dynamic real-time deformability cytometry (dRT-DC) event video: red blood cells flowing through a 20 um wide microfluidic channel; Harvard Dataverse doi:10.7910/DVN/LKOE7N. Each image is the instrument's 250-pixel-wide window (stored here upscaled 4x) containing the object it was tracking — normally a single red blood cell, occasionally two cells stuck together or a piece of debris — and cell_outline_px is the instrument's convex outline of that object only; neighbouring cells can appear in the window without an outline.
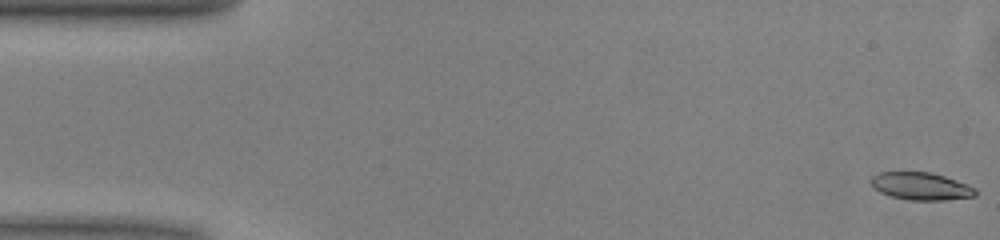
{"species": "common noctule bat (a hibernating species)", "species_latin": "Nyctalus noctula", "temperature_condition": "warm", "stored_images_in_passage": 50, "camera_frame_rate_fps": 3000, "um_per_image_px": 0.085, "animal": {"sex": "male", "body_mass_g": 13.0, "forearm_length_mm": 53.1}, "frame": {"image": 1, "passage_image": 1, "time_ms": 0.0, "image_size_px": [1000, 240], "cell_outline_px": [[976, 196], [944, 200], [908, 200], [892, 196], [880, 192], [872, 188], [868, 180], [872, 176], [880, 172], [932, 172], [968, 184], [976, 188]], "centroid_in_image_um": [78.25, 15.82], "position_along_channel_um": 6.7, "area_um2": 16.94}}
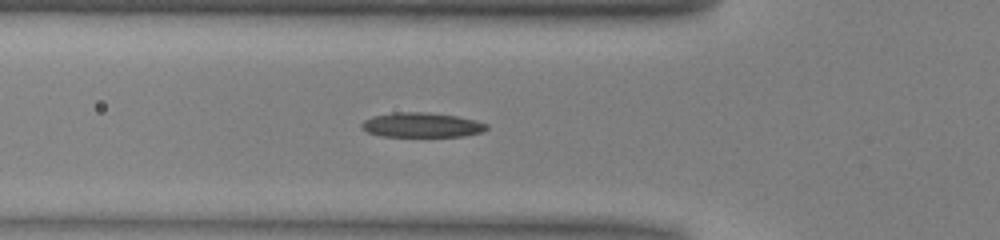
{"frame": {"image": 2, "passage_image": 17, "time_ms": 5.333, "image_size_px": [1000, 240], "cell_outline_px": [[488, 128], [480, 132], [464, 136], [380, 136], [368, 132], [360, 128], [360, 124], [364, 120], [372, 116], [396, 112], [428, 112], [456, 116], [476, 120], [488, 124]], "centroid_in_image_um": [35.82, 10.62], "position_along_channel_um": 90.0, "area_um2": 17.98}}
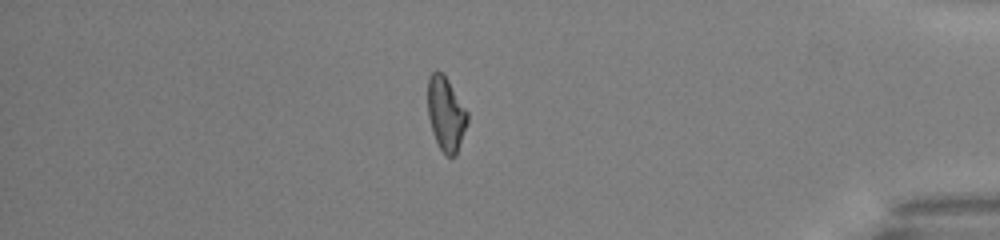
{"frame": {"image": 3, "passage_image": 43, "time_ms": 14.0, "image_size_px": [1000, 240], "cell_outline_px": [[468, 120], [456, 156], [448, 156], [440, 148], [432, 132], [428, 116], [428, 76], [436, 68], [444, 72], [468, 112]], "centroid_in_image_um": [37.9, 9.61], "position_along_channel_um": 397.3, "area_um2": 17.28}, "authors_computed_cell_mechanics": {"area_um2": 17.5134, "velocity_mm_per_s": 4.0431, "shape_relaxation_time_tau1_ms": 6.4783, "shape_relaxation_time_tau2_ms": 6.595, "deformation_change_tau1": 0.1762, "deformation_change_tau2": 0.1777}}